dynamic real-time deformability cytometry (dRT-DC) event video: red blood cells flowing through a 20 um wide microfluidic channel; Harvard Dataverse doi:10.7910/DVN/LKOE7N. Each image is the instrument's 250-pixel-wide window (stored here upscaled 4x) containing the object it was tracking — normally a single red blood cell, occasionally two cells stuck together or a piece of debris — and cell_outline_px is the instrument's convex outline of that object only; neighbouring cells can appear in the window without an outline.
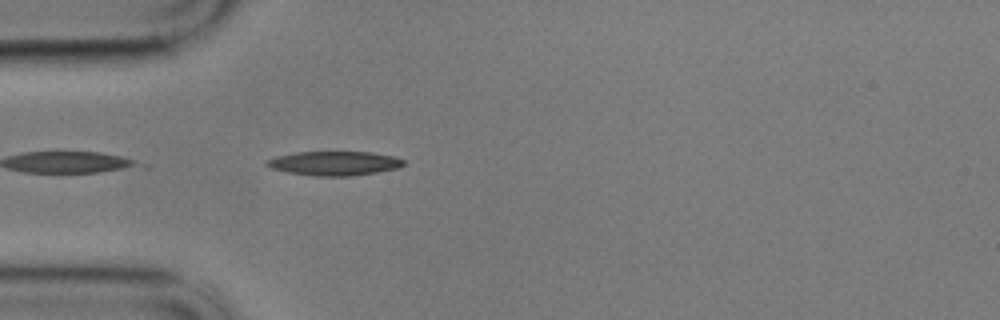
{"species": "common noctule bat (a hibernating species)", "species_latin": "Nyctalus noctula", "temperature_condition": "cold", "stored_images_in_passage": 44, "camera_frame_rate_fps": 3000, "um_per_image_px": 0.085, "animal": {"sex": "male", "body_mass_g": 17.9}, "frame": {"image": 1, "passage_image": 2, "time_ms": 0.333, "image_size_px": [1000, 320], "cell_outline_px": [[404, 164], [400, 168], [376, 172], [348, 176], [316, 176], [288, 172], [272, 168], [264, 164], [264, 160], [276, 156], [296, 152], [372, 152], [392, 156], [404, 160]], "centroid_in_image_um": [28.39, 13.88], "position_along_channel_um": 56.6, "area_um2": 19.25}}
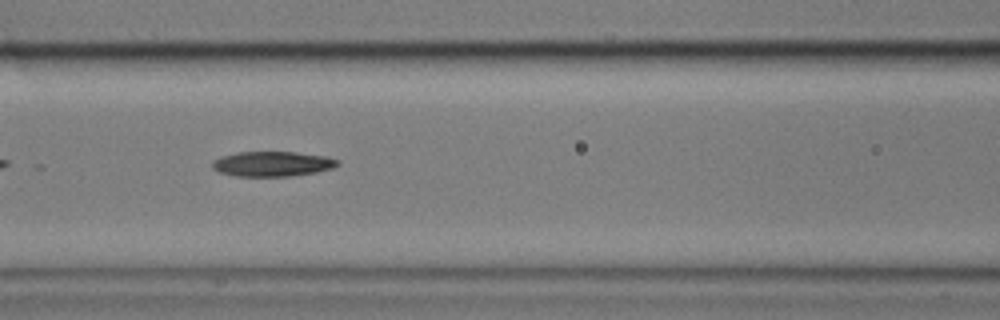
{"frame": {"image": 2, "passage_image": 10, "time_ms": 3.0, "image_size_px": [1000, 320], "cell_outline_px": [[340, 164], [332, 168], [316, 172], [288, 176], [236, 176], [220, 172], [212, 168], [212, 160], [220, 156], [236, 152], [296, 152], [328, 156], [340, 160]], "centroid_in_image_um": [23.16, 13.92], "position_along_channel_um": 143.4, "area_um2": 18.38}}
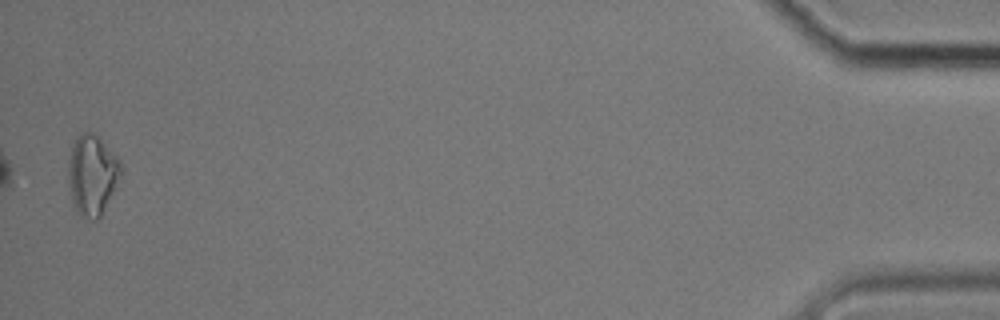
{"frame": {"image": 3, "passage_image": 43, "time_ms": 14.0, "image_size_px": [1000, 320], "cell_outline_px": [[124, 168], [100, 216], [96, 220], [92, 220], [80, 216], [72, 200], [68, 184], [68, 160], [72, 144], [76, 136], [80, 132], [92, 132], [120, 160]], "centroid_in_image_um": [7.81, 14.84], "position_along_channel_um": 427.4, "area_um2": 24.39}, "authors_computed_cell_mechanics": {"area_um2": 18.5538, "velocity_mm_per_s": 3.4009, "shape_relaxation_time_tau1_ms": 5.5448, "shape_relaxation_time_tau2_ms": 8.765, "deformation_change_tau1": 0.1532, "deformation_change_tau2": 0.1952}}